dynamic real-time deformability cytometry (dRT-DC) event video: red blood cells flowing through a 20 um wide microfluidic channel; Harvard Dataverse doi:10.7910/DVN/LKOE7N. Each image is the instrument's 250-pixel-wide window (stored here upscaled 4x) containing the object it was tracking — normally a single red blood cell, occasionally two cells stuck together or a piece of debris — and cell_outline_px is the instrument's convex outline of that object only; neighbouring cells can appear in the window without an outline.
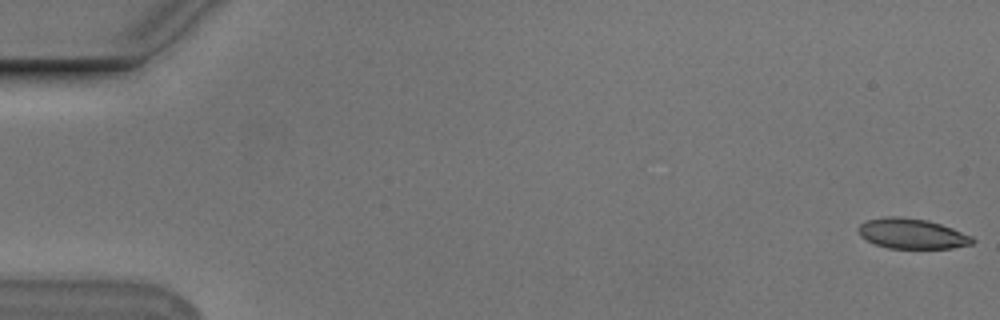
{"species": "Egyptian fruit bat (a non-hibernating species)", "species_latin": "Rousettus aegyptiacus", "temperature_condition": "cold", "stored_images_in_passage": 55, "camera_frame_rate_fps": 3000, "um_per_image_px": 0.085, "animal": {"sex": "male"}, "frame": {"image": 1, "passage_image": 1, "time_ms": 0.0, "image_size_px": [1000, 320], "cell_outline_px": [[976, 240], [972, 244], [952, 248], [888, 248], [876, 244], [860, 236], [856, 228], [860, 224], [868, 220], [888, 216], [900, 216], [928, 220], [952, 228], [972, 236]], "centroid_in_image_um": [77.52, 19.85], "position_along_channel_um": 7.5, "area_um2": 20.06}}
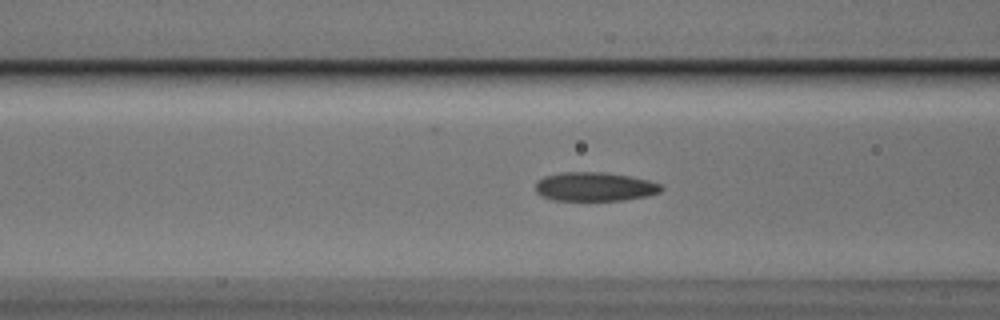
{"frame": {"image": 2, "passage_image": 22, "time_ms": 7.0, "image_size_px": [1000, 320], "cell_outline_px": [[664, 188], [660, 192], [648, 196], [624, 200], [552, 200], [536, 192], [536, 180], [544, 176], [560, 172], [604, 172], [628, 176], [648, 180], [660, 184]], "centroid_in_image_um": [50.54, 15.86], "position_along_channel_um": 116.1, "area_um2": 21.21}}
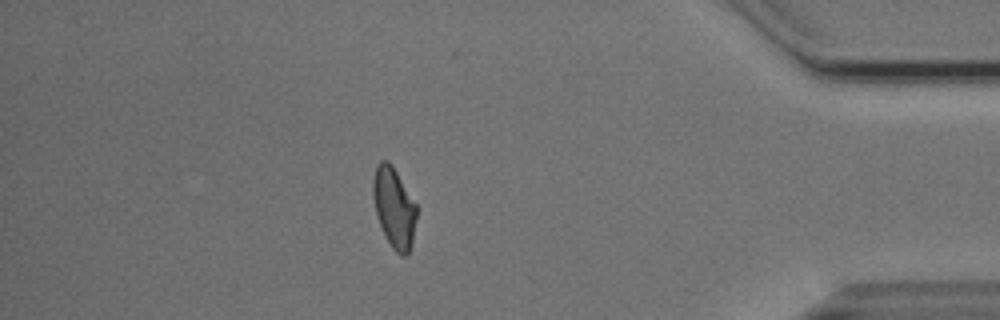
{"frame": {"image": 3, "passage_image": 48, "time_ms": 15.667, "image_size_px": [1000, 320], "cell_outline_px": [[416, 220], [412, 244], [408, 256], [400, 256], [392, 248], [380, 224], [376, 212], [372, 196], [372, 180], [376, 164], [380, 160], [388, 160], [392, 164], [416, 204]], "centroid_in_image_um": [33.49, 17.63], "position_along_channel_um": 401.7, "area_um2": 20.46}, "authors_computed_cell_mechanics": {"area_um2": 20.7502, "velocity_mm_per_s": 3.7513, "shape_relaxation_time_tau1_ms": 5.0243, "shape_relaxation_time_tau2_ms": 2.7106, "deformation_change_tau1": 0.1481, "deformation_change_tau2": 0.0793}}